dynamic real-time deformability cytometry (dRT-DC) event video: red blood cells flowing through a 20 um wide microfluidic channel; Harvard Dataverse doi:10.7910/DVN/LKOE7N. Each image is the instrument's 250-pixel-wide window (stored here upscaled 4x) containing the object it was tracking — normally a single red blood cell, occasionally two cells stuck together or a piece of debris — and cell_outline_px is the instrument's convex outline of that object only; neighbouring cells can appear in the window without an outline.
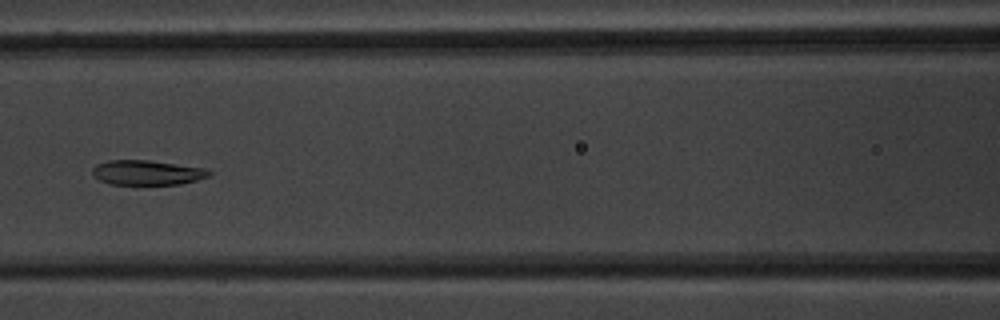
{"species": "common noctule bat (a hibernating species)", "species_latin": "Nyctalus noctula", "temperature_condition": "warm", "stored_images_in_passage": 51, "camera_frame_rate_fps": 3000, "um_per_image_px": 0.085, "animal": {"sex": "male", "body_mass_g": 20.1, "forearm_length_mm": 53.5}, "frame": {"image": 1, "passage_image": 23, "time_ms": 7.333, "image_size_px": [1000, 320], "cell_outline_px": [[212, 176], [180, 184], [108, 184], [92, 176], [92, 168], [96, 164], [108, 160], [148, 160], [204, 168], [212, 172]], "centroid_in_image_um": [12.48, 14.67], "position_along_channel_um": 154.1, "area_um2": 16.88}}
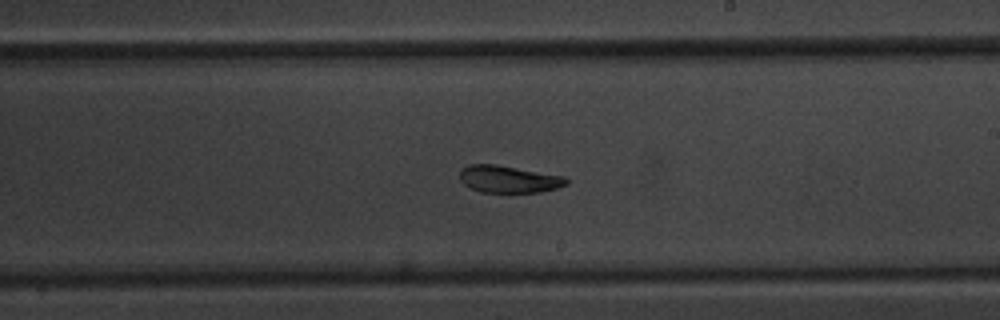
{"frame": {"image": 2, "passage_image": 30, "time_ms": 9.667, "image_size_px": [1000, 320], "cell_outline_px": [[568, 184], [556, 188], [540, 192], [480, 192], [464, 184], [460, 180], [460, 168], [468, 164], [496, 164], [564, 176], [568, 180]], "centroid_in_image_um": [43.22, 15.22], "position_along_channel_um": 245.8, "area_um2": 16.88}}
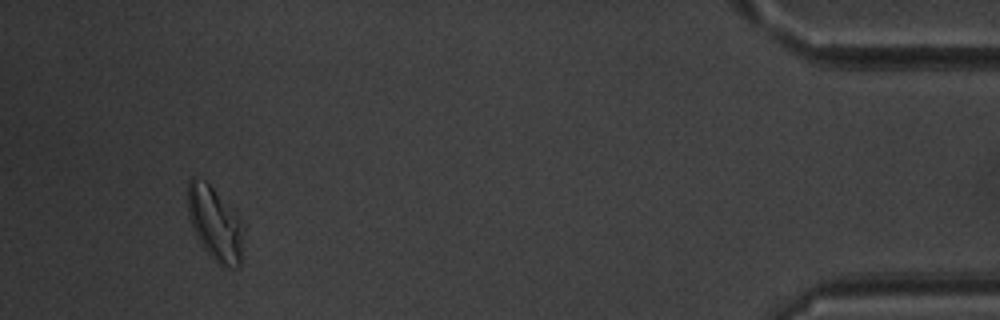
{"frame": {"image": 3, "passage_image": 48, "time_ms": 15.667, "image_size_px": [1000, 320], "cell_outline_px": [[244, 232], [240, 264], [236, 268], [220, 268], [216, 264], [200, 244], [192, 228], [188, 216], [188, 180], [192, 176], [204, 180], [240, 216], [244, 228]], "centroid_in_image_um": [18.29, 19.06], "position_along_channel_um": 416.9, "area_um2": 24.45}, "authors_computed_cell_mechanics": {"area_um2": 19.8832, "velocity_mm_per_s": 3.9367, "shape_relaxation_time_tau1_ms": 6.2262, "shape_relaxation_time_tau2_ms": 4.1596, "deformation_change_tau1": 0.1333, "deformation_change_tau2": 0.0809}}